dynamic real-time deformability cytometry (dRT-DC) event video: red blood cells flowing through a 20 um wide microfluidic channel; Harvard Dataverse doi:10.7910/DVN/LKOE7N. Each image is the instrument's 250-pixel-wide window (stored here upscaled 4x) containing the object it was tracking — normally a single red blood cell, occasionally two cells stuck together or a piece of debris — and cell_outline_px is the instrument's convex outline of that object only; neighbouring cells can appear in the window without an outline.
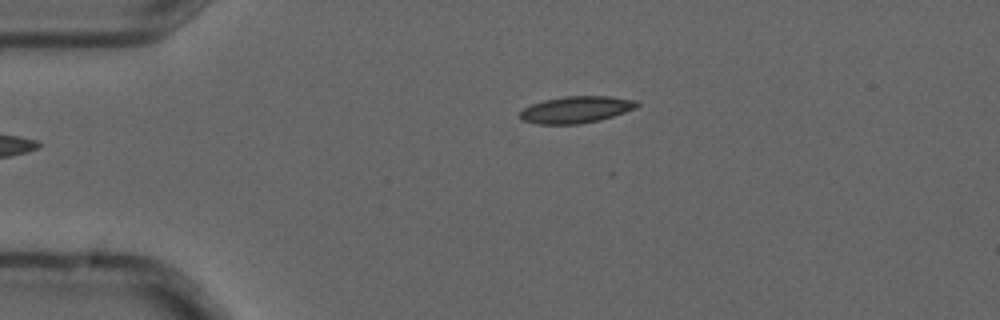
{"species": "common noctule bat (a hibernating species)", "species_latin": "Nyctalus noctula", "temperature_condition": "cold", "stored_images_in_passage": 2, "camera_frame_rate_fps": 3000, "um_per_image_px": 0.085, "animal": {"sex": "male", "forearm_length_mm": 52.5}, "frame": {"image": 1, "passage_image": 1, "time_ms": 0.0, "image_size_px": [1000, 320], "cell_outline_px": [[640, 104], [636, 108], [600, 120], [580, 124], [536, 124], [524, 120], [520, 116], [520, 112], [524, 108], [532, 104], [544, 100], [564, 96], [608, 96], [636, 100]], "centroid_in_image_um": [48.98, 9.31], "position_along_channel_um": 36.0, "area_um2": 18.15}}